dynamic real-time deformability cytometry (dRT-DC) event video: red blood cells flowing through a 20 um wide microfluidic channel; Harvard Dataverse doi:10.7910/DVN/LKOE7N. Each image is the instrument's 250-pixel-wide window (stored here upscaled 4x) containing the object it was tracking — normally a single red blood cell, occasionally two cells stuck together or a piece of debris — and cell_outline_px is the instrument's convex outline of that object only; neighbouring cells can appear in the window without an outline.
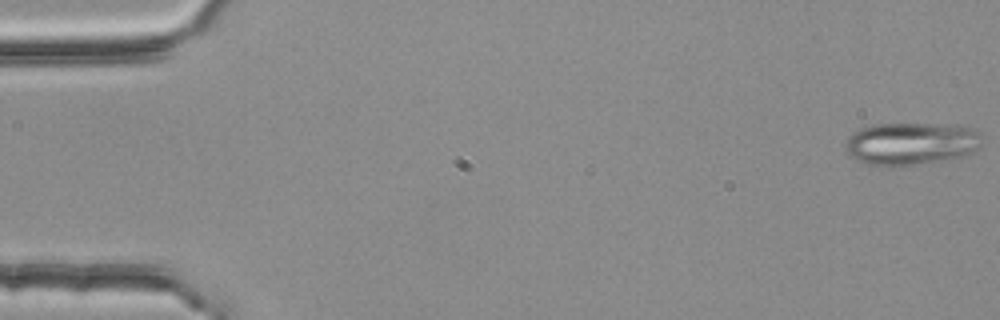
{"species": "common noctule bat (a hibernating species)", "species_latin": "Nyctalus noctula", "temperature_condition": "room temperature", "stored_images_in_passage": 4, "camera_frame_rate_fps": 3000, "um_per_image_px": 0.085, "animal": {"sex": "female", "body_mass_g": 25.1}, "frame": {"image": 1, "passage_image": 1, "time_ms": 0.0, "image_size_px": [1000, 320], "cell_outline_px": [[980, 148], [972, 152], [960, 156], [888, 168], [868, 164], [852, 156], [848, 152], [848, 136], [852, 132], [868, 124], [960, 124], [972, 128], [980, 136]], "centroid_in_image_um": [77.43, 12.18], "position_along_channel_um": 7.6, "area_um2": 33.58}}